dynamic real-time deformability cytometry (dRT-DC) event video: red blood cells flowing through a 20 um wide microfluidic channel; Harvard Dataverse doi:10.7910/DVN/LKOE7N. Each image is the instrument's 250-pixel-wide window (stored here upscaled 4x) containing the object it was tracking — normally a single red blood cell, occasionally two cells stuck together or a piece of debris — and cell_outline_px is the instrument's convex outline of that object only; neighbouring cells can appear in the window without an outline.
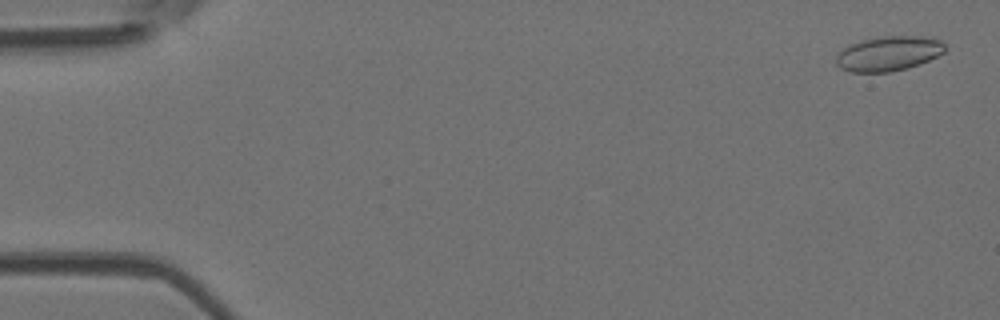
{"species": "Egyptian fruit bat (a non-hibernating species)", "species_latin": "Rousettus aegyptiacus", "temperature_condition": "room temperature", "stored_images_in_passage": 10, "camera_frame_rate_fps": 3000, "um_per_image_px": 0.085, "animal": {"sex": "female"}, "frame": {"image": 1, "passage_image": 2, "time_ms": 0.333, "image_size_px": [1000, 320], "cell_outline_px": [[944, 52], [920, 64], [908, 68], [888, 72], [848, 72], [840, 68], [836, 64], [836, 56], [848, 44], [860, 40], [888, 36], [924, 36], [940, 40], [944, 44]], "centroid_in_image_um": [75.49, 4.56], "position_along_channel_um": 9.5, "area_um2": 22.02}}